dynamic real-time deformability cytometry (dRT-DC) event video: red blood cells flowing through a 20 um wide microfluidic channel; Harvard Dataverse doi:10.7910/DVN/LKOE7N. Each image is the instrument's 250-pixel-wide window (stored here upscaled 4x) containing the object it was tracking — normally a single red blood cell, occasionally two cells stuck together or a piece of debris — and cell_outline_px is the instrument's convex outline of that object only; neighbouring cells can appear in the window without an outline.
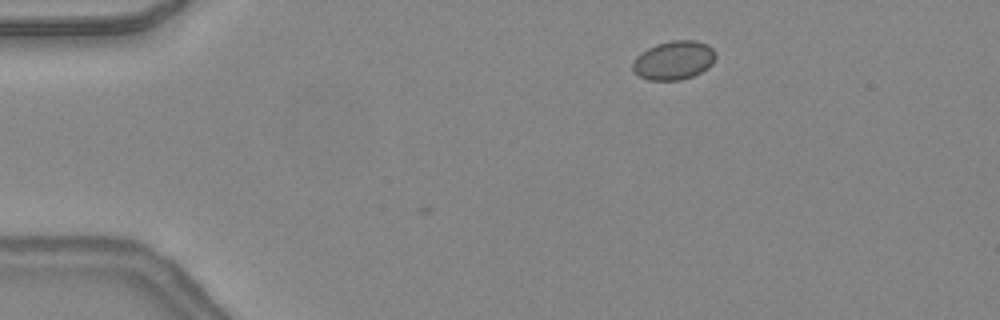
{"species": "common noctule bat (a hibernating species)", "species_latin": "Nyctalus noctula", "temperature_condition": "warm", "stored_images_in_passage": 3, "camera_frame_rate_fps": 3000, "um_per_image_px": 0.085, "animal": {"sex": "female", "body_mass_g": 24.6, "forearm_length_mm": 56.2}, "frame": {"image": 1, "passage_image": 1, "time_ms": 0.0, "image_size_px": [1000, 320], "cell_outline_px": [[716, 56], [712, 64], [708, 68], [692, 76], [680, 80], [648, 80], [640, 76], [632, 68], [632, 64], [636, 56], [640, 52], [656, 44], [672, 40], [696, 40], [708, 44], [716, 52]], "centroid_in_image_um": [57.29, 5.11], "position_along_channel_um": 27.7, "area_um2": 18.84}}